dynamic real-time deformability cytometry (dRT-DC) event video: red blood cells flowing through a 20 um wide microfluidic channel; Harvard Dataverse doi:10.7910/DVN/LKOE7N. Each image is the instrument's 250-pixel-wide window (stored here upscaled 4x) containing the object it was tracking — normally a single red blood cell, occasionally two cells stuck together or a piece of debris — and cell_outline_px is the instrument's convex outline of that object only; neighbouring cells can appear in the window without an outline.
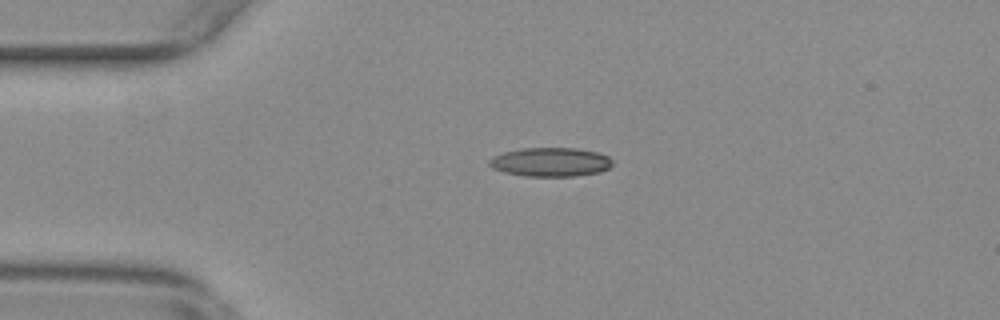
{"species": "common noctule bat (a hibernating species)", "species_latin": "Nyctalus noctula", "temperature_condition": "warm", "stored_images_in_passage": 48, "camera_frame_rate_fps": 3000, "um_per_image_px": 0.085, "animal": {"sex": "female", "body_mass_g": 29.2, "forearm_length_mm": 56.3}, "frame": {"image": 1, "passage_image": 5, "time_ms": 1.333, "image_size_px": [1000, 320], "cell_outline_px": [[612, 164], [608, 168], [600, 172], [576, 176], [524, 176], [504, 172], [492, 168], [488, 164], [488, 160], [492, 156], [504, 152], [520, 148], [576, 148], [596, 152], [608, 156], [612, 160]], "centroid_in_image_um": [46.76, 13.77], "position_along_channel_um": 38.2, "area_um2": 20.87}}
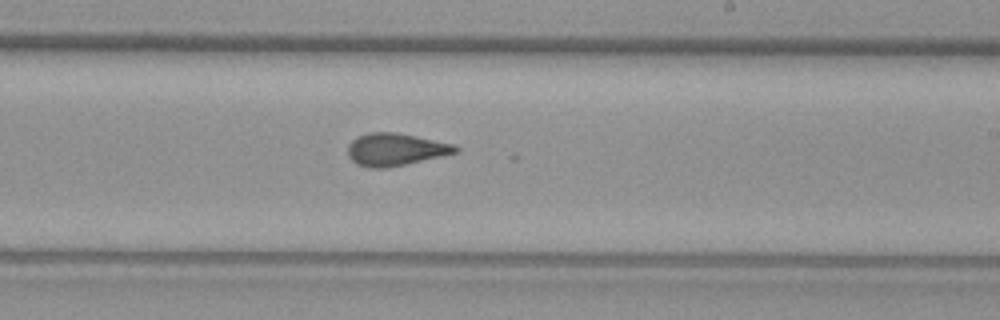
{"frame": {"image": 2, "passage_image": 25, "time_ms": 8.0, "image_size_px": [1000, 320], "cell_outline_px": [[460, 152], [388, 168], [368, 168], [356, 164], [348, 156], [348, 144], [356, 136], [368, 132], [396, 132], [456, 144], [460, 148]], "centroid_in_image_um": [33.62, 12.7], "position_along_channel_um": 255.4, "area_um2": 20.69}}
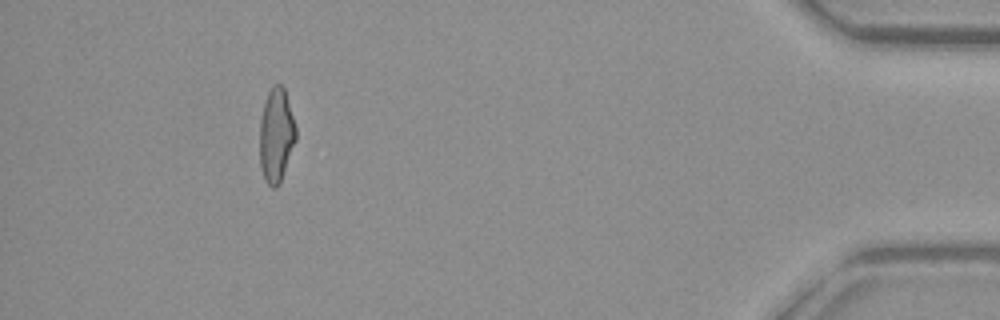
{"frame": {"image": 3, "passage_image": 43, "time_ms": 14.0, "image_size_px": [1000, 320], "cell_outline_px": [[296, 140], [280, 184], [276, 188], [272, 188], [268, 184], [260, 168], [260, 120], [264, 104], [268, 92], [272, 84], [280, 84], [284, 88], [296, 128]], "centroid_in_image_um": [23.48, 11.51], "position_along_channel_um": 411.7, "area_um2": 19.77}, "authors_computed_cell_mechanics": {"area_um2": 20.1722, "velocity_mm_per_s": 3.7196, "shape_relaxation_time_tau1_ms": null, "shape_relaxation_time_tau2_ms": 1.423, "deformation_change_tau1": null, "deformation_change_tau2": 0.0891}}